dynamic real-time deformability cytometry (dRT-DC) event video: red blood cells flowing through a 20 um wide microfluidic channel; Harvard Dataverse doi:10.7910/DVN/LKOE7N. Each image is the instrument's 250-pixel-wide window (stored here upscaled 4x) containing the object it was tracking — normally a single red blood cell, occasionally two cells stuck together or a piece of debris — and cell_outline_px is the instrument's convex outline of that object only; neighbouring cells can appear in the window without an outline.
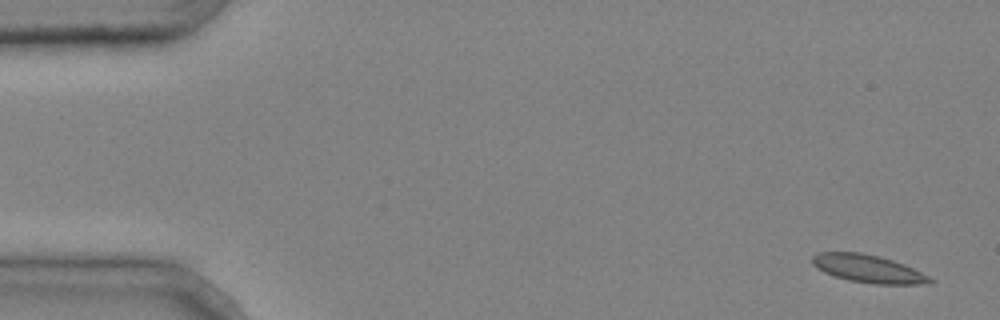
{"species": "common noctule bat (a hibernating species)", "species_latin": "Nyctalus noctula", "temperature_condition": "cold", "stored_images_in_passage": 5, "camera_frame_rate_fps": 3000, "um_per_image_px": 0.085, "animal": {"sex": "male", "body_mass_g": 20.4}, "frame": {"image": 1, "passage_image": 1, "time_ms": 0.0, "image_size_px": [1000, 320], "cell_outline_px": [[936, 280], [932, 284], [876, 284], [848, 280], [824, 272], [816, 268], [812, 264], [812, 256], [820, 252], [860, 252], [880, 256], [904, 264]], "centroid_in_image_um": [73.8, 22.84], "position_along_channel_um": 11.2, "area_um2": 19.07}}